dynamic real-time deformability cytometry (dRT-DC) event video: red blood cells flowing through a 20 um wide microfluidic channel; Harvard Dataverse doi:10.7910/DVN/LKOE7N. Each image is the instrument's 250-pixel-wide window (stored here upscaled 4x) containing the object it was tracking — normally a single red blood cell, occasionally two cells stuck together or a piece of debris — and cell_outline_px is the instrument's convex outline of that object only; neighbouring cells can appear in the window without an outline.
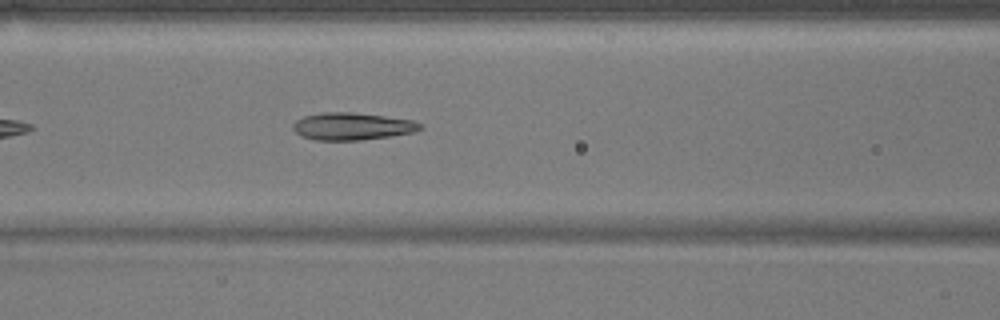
{"species": "common noctule bat (a hibernating species)", "species_latin": "Nyctalus noctula", "temperature_condition": "warm", "stored_images_in_passage": 38, "camera_frame_rate_fps": 3000, "um_per_image_px": 0.085, "animal": {"sex": "male", "body_mass_g": 17.9}, "frame": {"image": 1, "passage_image": 9, "time_ms": 2.667, "image_size_px": [1000, 320], "cell_outline_px": [[424, 128], [412, 132], [388, 136], [360, 140], [316, 140], [300, 136], [292, 128], [292, 124], [296, 120], [304, 116], [320, 112], [352, 112], [384, 116], [412, 120], [424, 124]], "centroid_in_image_um": [29.91, 10.73], "position_along_channel_um": 136.7, "area_um2": 20.29}}
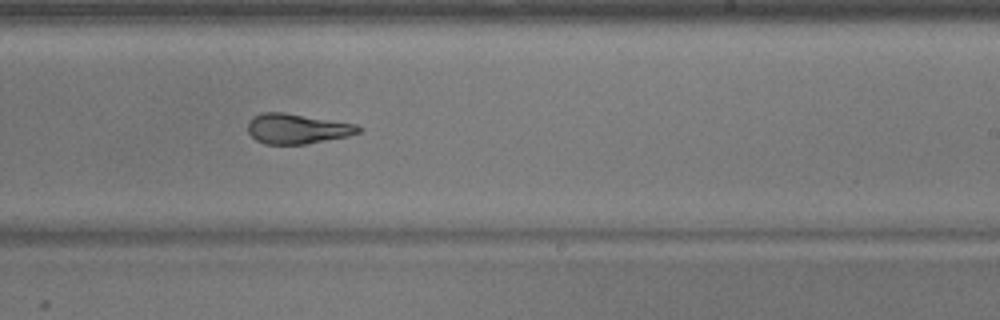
{"frame": {"image": 2, "passage_image": 19, "time_ms": 6.0, "image_size_px": [1000, 320], "cell_outline_px": [[360, 132], [348, 136], [304, 144], [264, 144], [256, 140], [248, 132], [248, 120], [252, 116], [264, 112], [284, 112], [356, 124], [360, 128]], "centroid_in_image_um": [25.21, 10.93], "position_along_channel_um": 263.8, "area_um2": 19.31}}
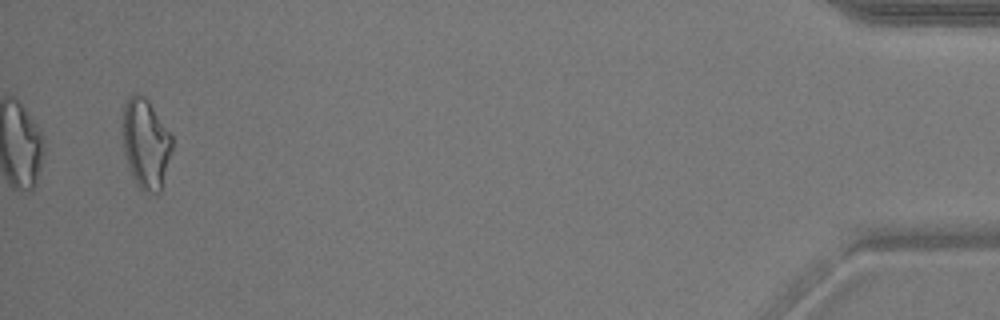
{"frame": {"image": 3, "passage_image": 38, "time_ms": 12.333, "image_size_px": [1000, 320], "cell_outline_px": [[172, 148], [160, 192], [144, 192], [136, 184], [128, 168], [124, 152], [124, 104], [128, 96], [132, 92], [144, 96], [148, 100], [172, 136]], "centroid_in_image_um": [12.38, 12.2], "position_along_channel_um": 422.8, "area_um2": 25.55}, "authors_computed_cell_mechanics": {"area_um2": 20.4323, "velocity_mm_per_s": 3.8184, "shape_relaxation_time_tau1_ms": 6.5225, "shape_relaxation_time_tau2_ms": 1.4458, "deformation_change_tau1": 0.2282, "deformation_change_tau2": 0.0977}}